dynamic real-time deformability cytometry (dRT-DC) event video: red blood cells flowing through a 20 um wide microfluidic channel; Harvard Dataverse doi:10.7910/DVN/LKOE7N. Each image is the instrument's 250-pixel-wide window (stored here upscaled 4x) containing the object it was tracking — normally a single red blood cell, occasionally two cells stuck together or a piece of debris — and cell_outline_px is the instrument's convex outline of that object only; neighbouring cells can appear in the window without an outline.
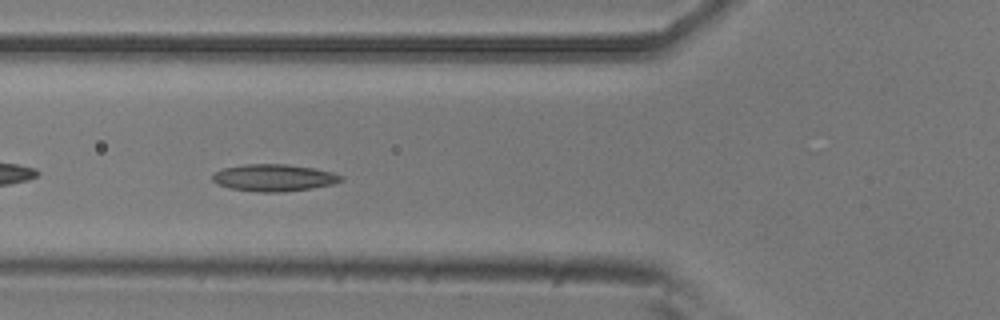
{"species": "common noctule bat (a hibernating species)", "species_latin": "Nyctalus noctula", "temperature_condition": "room temperature", "stored_images_in_passage": 39, "camera_frame_rate_fps": 3000, "um_per_image_px": 0.085, "animal": {"sex": "male", "body_mass_g": 20.5, "forearm_length_mm": 52.5}, "frame": {"image": 1, "passage_image": 5, "time_ms": 1.333, "image_size_px": [1000, 320], "cell_outline_px": [[344, 180], [332, 184], [312, 188], [284, 192], [260, 192], [232, 188], [216, 184], [212, 180], [212, 176], [216, 172], [224, 168], [244, 164], [284, 164], [312, 168], [332, 172], [344, 176]], "centroid_in_image_um": [23.3, 15.11], "position_along_channel_um": 102.5, "area_um2": 20.11}}
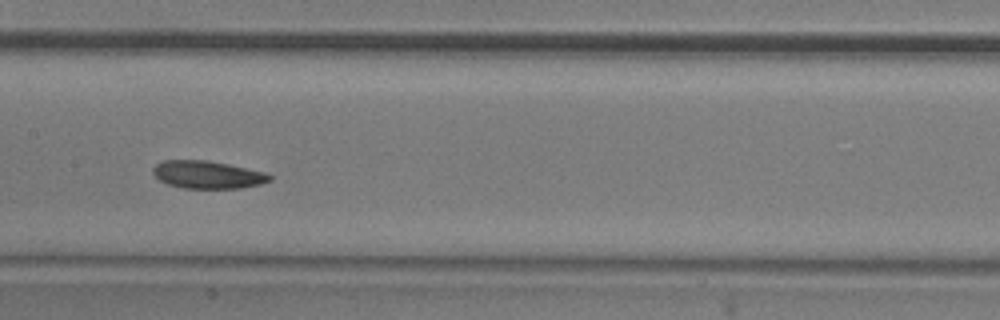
{"frame": {"image": 2, "passage_image": 12, "time_ms": 3.667, "image_size_px": [1000, 320], "cell_outline_px": [[272, 180], [260, 184], [240, 188], [184, 188], [168, 184], [160, 180], [152, 172], [152, 168], [156, 164], [164, 160], [204, 160], [228, 164], [264, 172], [272, 176]], "centroid_in_image_um": [17.64, 14.84], "position_along_channel_um": 189.8, "area_um2": 18.67}}
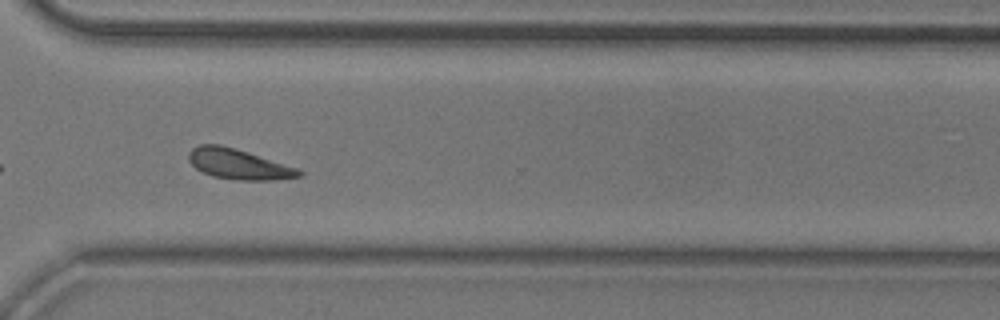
{"frame": {"image": 3, "passage_image": 25, "time_ms": 8.0, "image_size_px": [1000, 320], "cell_outline_px": [[304, 172], [300, 176], [276, 180], [236, 180], [212, 176], [196, 168], [188, 160], [188, 152], [192, 148], [200, 144], [220, 144], [236, 148], [296, 168]], "centroid_in_image_um": [20.24, 13.94], "position_along_channel_um": 350.4, "area_um2": 19.36}, "authors_computed_cell_mechanics": {"area_um2": 19.2474, "velocity_mm_per_s": 3.7165, "shape_relaxation_time_tau1_ms": 10.2837, "shape_relaxation_time_tau2_ms": 10.3905, "deformation_change_tau1": 0.1391, "deformation_change_tau2": 0.1812}}